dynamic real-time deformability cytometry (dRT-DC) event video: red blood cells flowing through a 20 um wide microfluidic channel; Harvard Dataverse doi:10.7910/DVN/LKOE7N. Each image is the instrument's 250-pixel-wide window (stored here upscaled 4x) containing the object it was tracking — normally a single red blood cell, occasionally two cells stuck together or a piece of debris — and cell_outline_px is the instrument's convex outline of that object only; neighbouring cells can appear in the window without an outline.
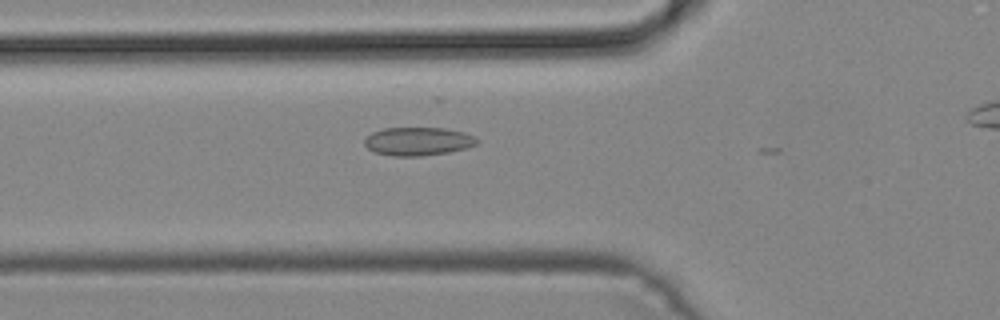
{"species": "common noctule bat (a hibernating species)", "species_latin": "Nyctalus noctula", "temperature_condition": "cold", "stored_images_in_passage": 19, "camera_frame_rate_fps": 3000, "um_per_image_px": 0.085, "animal": {"sex": "male", "body_mass_g": 19.2, "forearm_length_mm": 51.8}, "frame": {"image": 1, "passage_image": 16, "time_ms": 5.0, "image_size_px": [1000, 320], "cell_outline_px": [[480, 140], [476, 144], [468, 148], [448, 152], [420, 156], [392, 156], [376, 152], [368, 148], [364, 144], [364, 140], [372, 132], [384, 128], [444, 128], [464, 132], [476, 136]], "centroid_in_image_um": [35.57, 12.01], "position_along_channel_um": 90.2, "area_um2": 18.61}}